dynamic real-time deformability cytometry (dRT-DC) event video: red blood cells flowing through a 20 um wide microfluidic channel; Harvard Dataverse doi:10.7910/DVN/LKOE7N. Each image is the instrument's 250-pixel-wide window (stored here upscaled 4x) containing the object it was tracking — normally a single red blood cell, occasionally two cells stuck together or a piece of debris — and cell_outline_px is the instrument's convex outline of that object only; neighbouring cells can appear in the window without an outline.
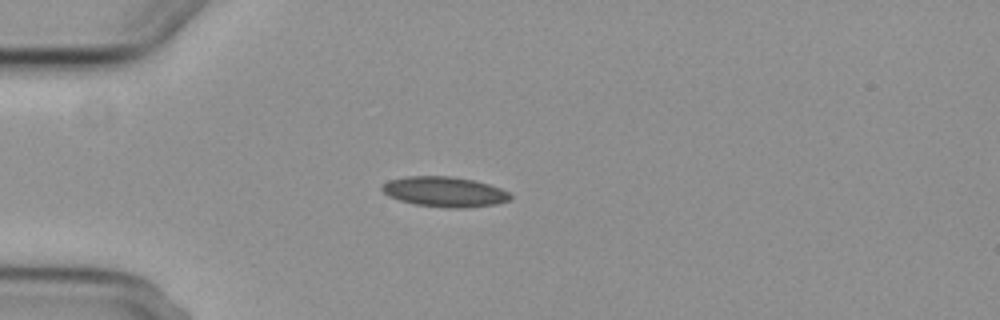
{"species": "common noctule bat (a hibernating species)", "species_latin": "Nyctalus noctula", "temperature_condition": "cold", "stored_images_in_passage": 5, "camera_frame_rate_fps": 3000, "um_per_image_px": 0.085, "animal": {"sex": "female", "body_mass_g": 29.2, "forearm_length_mm": 56.3}, "frame": {"image": 1, "passage_image": 3, "time_ms": 3.0, "image_size_px": [1000, 320], "cell_outline_px": [[512, 200], [496, 204], [468, 208], [444, 208], [416, 204], [400, 200], [388, 196], [380, 188], [388, 180], [404, 176], [448, 176], [472, 180], [488, 184], [500, 188], [508, 192], [512, 196]], "centroid_in_image_um": [37.8, 16.31], "position_along_channel_um": 47.2, "area_um2": 22.6}}
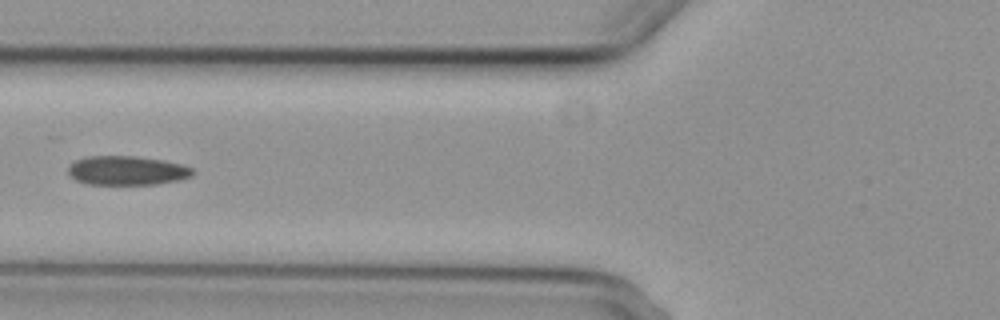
{"frame": {"image": 2, "passage_image": 5, "time_ms": 5.333, "image_size_px": [1000, 320], "cell_outline_px": [[196, 172], [192, 176], [180, 180], [156, 184], [88, 184], [76, 180], [68, 172], [68, 168], [76, 160], [88, 156], [136, 156], [164, 160], [184, 164], [192, 168]], "centroid_in_image_um": [10.86, 14.49], "position_along_channel_um": 114.9, "area_um2": 21.21}}